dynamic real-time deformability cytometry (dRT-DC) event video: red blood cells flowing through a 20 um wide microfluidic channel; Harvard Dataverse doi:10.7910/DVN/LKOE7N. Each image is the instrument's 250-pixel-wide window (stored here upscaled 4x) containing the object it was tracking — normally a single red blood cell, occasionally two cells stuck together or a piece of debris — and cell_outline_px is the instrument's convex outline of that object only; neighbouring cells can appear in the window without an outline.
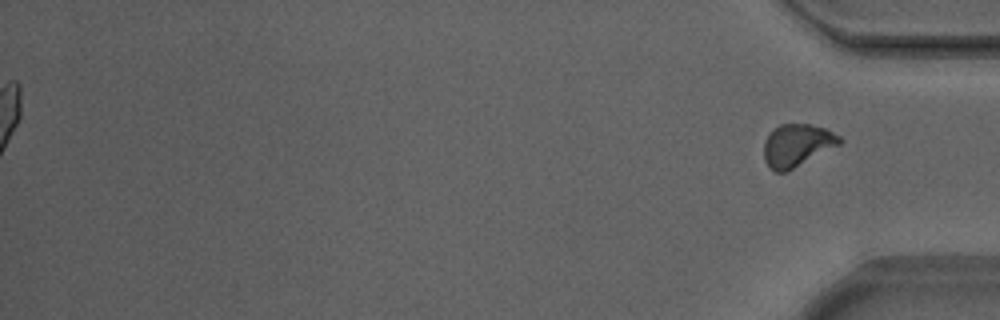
{"species": "Egyptian fruit bat (a non-hibernating species)", "species_latin": "Rousettus aegyptiacus", "temperature_condition": "warm", "stored_images_in_passage": 44, "segment_of_instrument_passage": [2, 2], "camera_frame_rate_fps": 3000, "um_per_image_px": 0.085, "animal": {"sex": "male"}, "frame": {"image": 1, "passage_image": 44, "time_ms": 14.333, "image_size_px": [1000, 320], "cell_outline_px": [[844, 140], [840, 144], [784, 172], [776, 172], [768, 168], [764, 160], [764, 140], [768, 132], [780, 124], [812, 124], [824, 128], [840, 136]], "centroid_in_image_um": [67.71, 12.33], "position_along_channel_um": 367.5, "area_um2": 18.67}}